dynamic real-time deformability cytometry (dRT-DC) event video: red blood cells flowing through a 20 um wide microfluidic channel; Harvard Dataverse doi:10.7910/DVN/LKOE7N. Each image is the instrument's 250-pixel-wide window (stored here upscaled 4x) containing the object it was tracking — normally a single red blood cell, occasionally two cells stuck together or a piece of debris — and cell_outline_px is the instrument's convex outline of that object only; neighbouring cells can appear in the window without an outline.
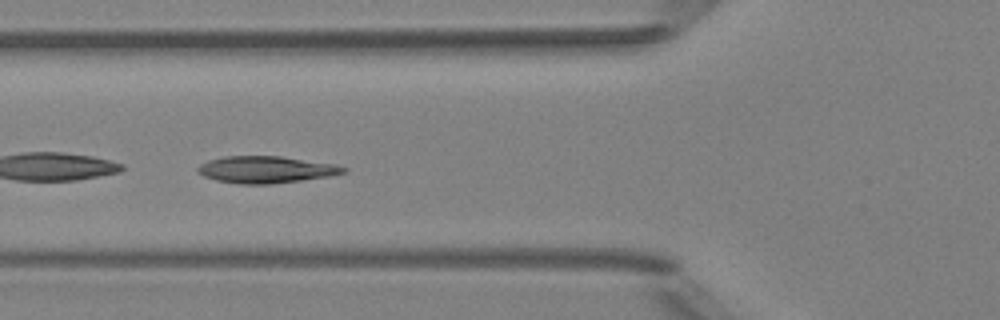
{"species": "Egyptian fruit bat (a non-hibernating species)", "species_latin": "Rousettus aegyptiacus", "temperature_condition": "room temperature", "stored_images_in_passage": 7, "camera_frame_rate_fps": 3000, "um_per_image_px": 0.085, "animal": {"sex": "female"}, "frame": {"image": 1, "passage_image": 6, "time_ms": 5.667, "image_size_px": [1000, 320], "cell_outline_px": [[348, 168], [344, 172], [328, 176], [272, 184], [240, 184], [216, 180], [204, 176], [196, 172], [196, 168], [200, 164], [208, 160], [224, 156], [280, 156], [336, 164]], "centroid_in_image_um": [22.56, 14.41], "position_along_channel_um": 103.2, "area_um2": 22.77}}
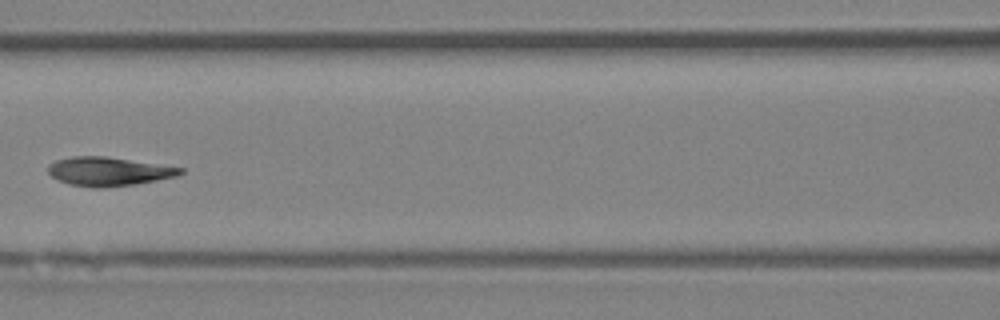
{"frame": {"image": 2, "passage_image": 7, "time_ms": 7.0, "image_size_px": [1000, 320], "cell_outline_px": [[184, 172], [180, 176], [136, 184], [104, 188], [92, 188], [68, 184], [52, 176], [48, 172], [48, 164], [56, 160], [72, 156], [104, 156], [184, 168]], "centroid_in_image_um": [9.24, 14.58], "position_along_channel_um": 157.4, "area_um2": 22.31}}